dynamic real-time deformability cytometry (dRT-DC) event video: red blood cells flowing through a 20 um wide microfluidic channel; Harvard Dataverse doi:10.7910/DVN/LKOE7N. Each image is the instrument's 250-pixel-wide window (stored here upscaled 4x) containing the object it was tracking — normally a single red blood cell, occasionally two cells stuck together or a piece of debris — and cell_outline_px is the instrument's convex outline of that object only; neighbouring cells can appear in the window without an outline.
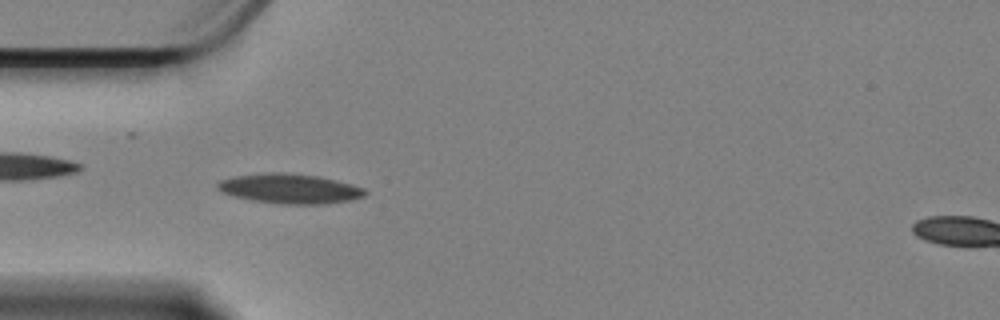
{"species": "Egyptian fruit bat (a non-hibernating species)", "species_latin": "Rousettus aegyptiacus", "temperature_condition": "cold", "stored_images_in_passage": 43, "camera_frame_rate_fps": 3000, "um_per_image_px": 0.085, "animal": {"sex": "female"}, "frame": {"image": 1, "passage_image": 8, "time_ms": 2.333, "image_size_px": [1000, 320], "cell_outline_px": [[368, 192], [364, 196], [352, 200], [328, 204], [280, 204], [252, 200], [232, 196], [220, 192], [216, 188], [216, 184], [220, 180], [236, 176], [264, 172], [284, 172], [320, 176], [352, 184], [364, 188]], "centroid_in_image_um": [24.63, 16.03], "position_along_channel_um": 60.4, "area_um2": 25.95}}
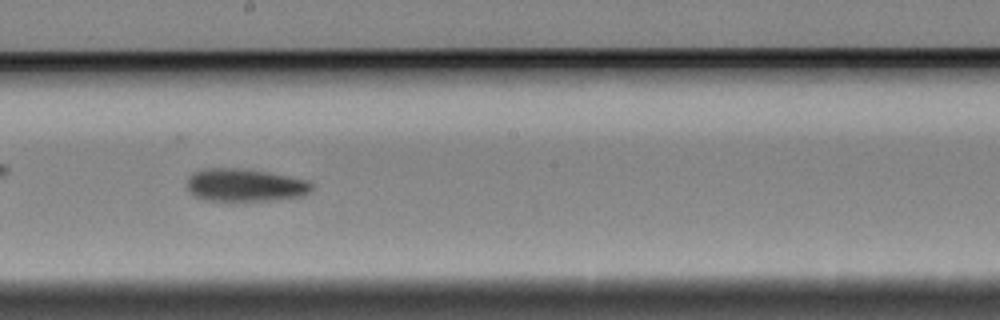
{"frame": {"image": 2, "passage_image": 23, "time_ms": 7.333, "image_size_px": [1000, 320], "cell_outline_px": [[312, 188], [304, 196], [268, 200], [204, 200], [196, 196], [188, 188], [188, 176], [192, 172], [204, 168], [236, 168], [268, 172], [308, 180], [312, 184]], "centroid_in_image_um": [20.82, 15.72], "position_along_channel_um": 227.4, "area_um2": 23.58}}
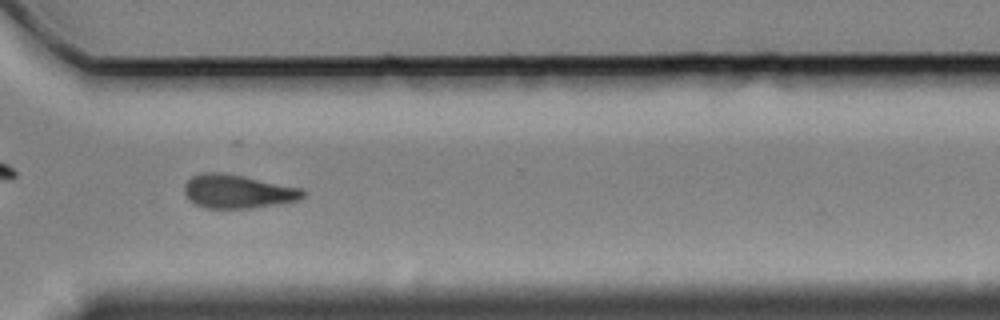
{"frame": {"image": 3, "passage_image": 34, "time_ms": 11.0, "image_size_px": [1000, 320], "cell_outline_px": [[304, 196], [296, 200], [276, 204], [252, 208], [204, 208], [188, 200], [184, 196], [184, 184], [192, 176], [204, 172], [216, 172], [240, 176], [300, 188], [304, 192]], "centroid_in_image_um": [20.11, 16.29], "position_along_channel_um": 350.5, "area_um2": 22.83}, "authors_computed_cell_mechanics": {"area_um2": 23.5824, "velocity_mm_per_s": 3.3691, "shape_relaxation_time_tau1_ms": 4.0234, "shape_relaxation_time_tau2_ms": null, "deformation_change_tau1": 0.1106, "deformation_change_tau2": null}}